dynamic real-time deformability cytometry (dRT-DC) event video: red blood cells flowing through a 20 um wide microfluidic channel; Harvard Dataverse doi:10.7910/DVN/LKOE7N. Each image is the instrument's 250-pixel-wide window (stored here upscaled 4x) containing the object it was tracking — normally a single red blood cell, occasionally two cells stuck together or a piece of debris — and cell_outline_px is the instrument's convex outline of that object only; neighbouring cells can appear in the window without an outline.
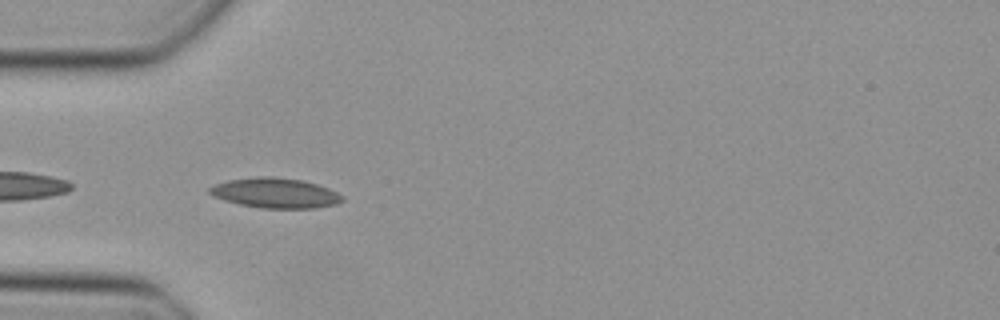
{"species": "Egyptian fruit bat (a non-hibernating species)", "species_latin": "Rousettus aegyptiacus", "temperature_condition": "cold", "stored_images_in_passage": 29, "camera_frame_rate_fps": 3000, "um_per_image_px": 0.085, "animal": {"sex": "female"}, "frame": {"image": 1, "passage_image": 1, "time_ms": 0.0, "image_size_px": [1000, 320], "cell_outline_px": [[344, 200], [336, 204], [312, 208], [260, 208], [240, 204], [224, 200], [212, 196], [208, 192], [208, 188], [216, 184], [228, 180], [256, 176], [272, 176], [304, 180], [328, 188], [344, 196]], "centroid_in_image_um": [23.38, 16.4], "position_along_channel_um": 61.6, "area_um2": 23.29}}
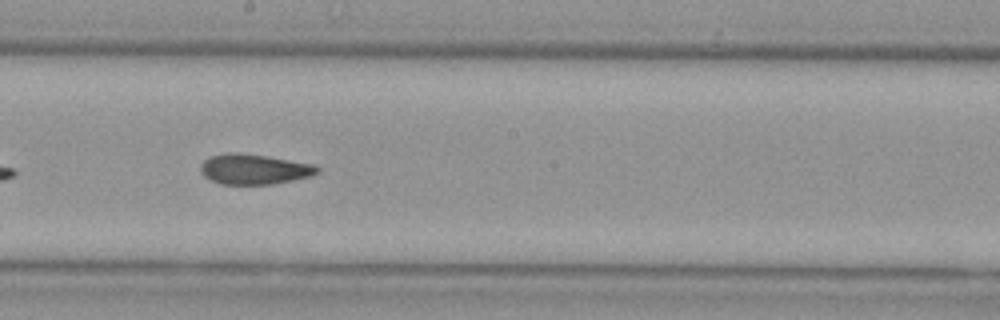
{"frame": {"image": 2, "passage_image": 13, "time_ms": 4.0, "image_size_px": [1000, 320], "cell_outline_px": [[320, 172], [312, 176], [272, 184], [220, 184], [208, 180], [200, 172], [200, 164], [208, 156], [228, 152], [236, 152], [268, 156], [316, 164], [320, 168]], "centroid_in_image_um": [21.59, 14.37], "position_along_channel_um": 226.6, "area_um2": 20.98}}
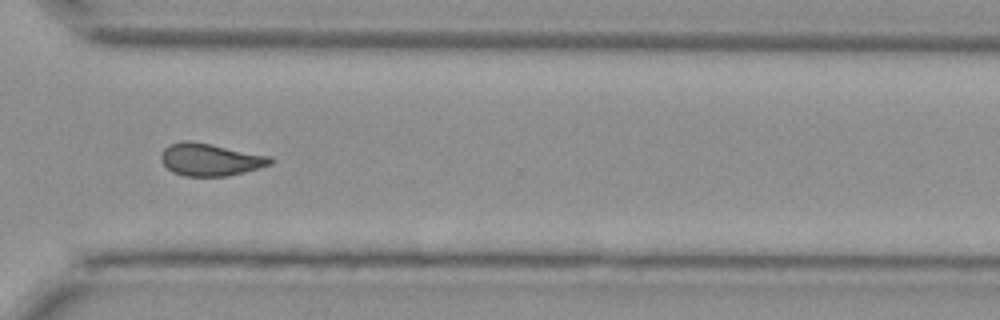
{"frame": {"image": 3, "passage_image": 22, "time_ms": 7.0, "image_size_px": [1000, 320], "cell_outline_px": [[276, 160], [272, 164], [244, 172], [228, 176], [184, 176], [172, 172], [160, 160], [160, 156], [164, 148], [168, 144], [180, 140], [192, 140], [272, 156]], "centroid_in_image_um": [17.88, 13.55], "position_along_channel_um": 352.7, "area_um2": 21.04}}